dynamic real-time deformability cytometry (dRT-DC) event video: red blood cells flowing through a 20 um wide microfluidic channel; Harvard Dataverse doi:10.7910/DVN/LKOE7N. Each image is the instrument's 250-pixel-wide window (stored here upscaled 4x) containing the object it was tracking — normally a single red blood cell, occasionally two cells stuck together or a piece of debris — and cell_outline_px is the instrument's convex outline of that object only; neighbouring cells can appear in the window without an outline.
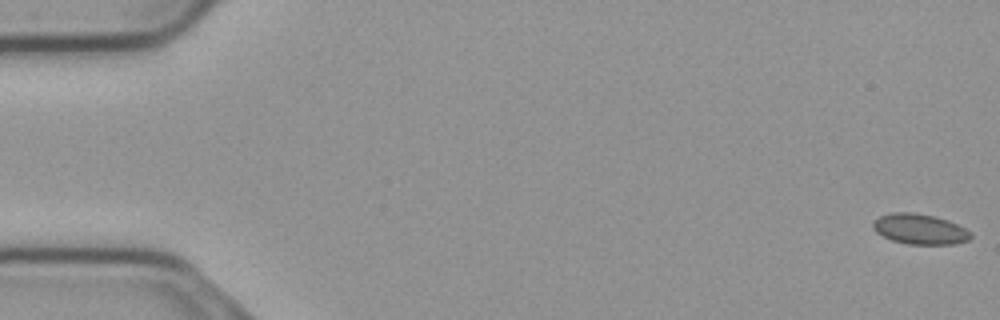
{"species": "common noctule bat (a hibernating species)", "species_latin": "Nyctalus noctula", "temperature_condition": "cold", "stored_images_in_passage": 17, "camera_frame_rate_fps": 3000, "um_per_image_px": 0.085, "animal": {"sex": "male", "body_mass_g": 23.1, "forearm_length_mm": 52.7}, "frame": {"image": 1, "passage_image": 1, "time_ms": 0.0, "image_size_px": [1000, 320], "cell_outline_px": [[972, 236], [968, 240], [956, 244], [908, 244], [892, 240], [876, 232], [872, 228], [872, 220], [880, 216], [892, 212], [912, 212], [936, 216], [948, 220], [972, 232]], "centroid_in_image_um": [78.17, 19.46], "position_along_channel_um": 6.8, "area_um2": 17.4}}
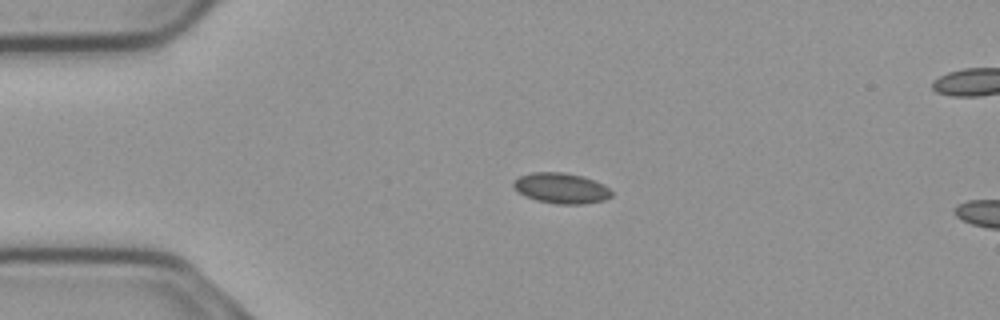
{"frame": {"image": 2, "passage_image": 13, "time_ms": 4.0, "image_size_px": [1000, 320], "cell_outline_px": [[612, 196], [604, 200], [584, 204], [556, 204], [536, 200], [524, 196], [516, 192], [512, 188], [512, 180], [520, 176], [532, 172], [560, 172], [584, 176], [596, 180], [604, 184], [612, 192]], "centroid_in_image_um": [47.67, 15.99], "position_along_channel_um": 37.3, "area_um2": 17.8}}